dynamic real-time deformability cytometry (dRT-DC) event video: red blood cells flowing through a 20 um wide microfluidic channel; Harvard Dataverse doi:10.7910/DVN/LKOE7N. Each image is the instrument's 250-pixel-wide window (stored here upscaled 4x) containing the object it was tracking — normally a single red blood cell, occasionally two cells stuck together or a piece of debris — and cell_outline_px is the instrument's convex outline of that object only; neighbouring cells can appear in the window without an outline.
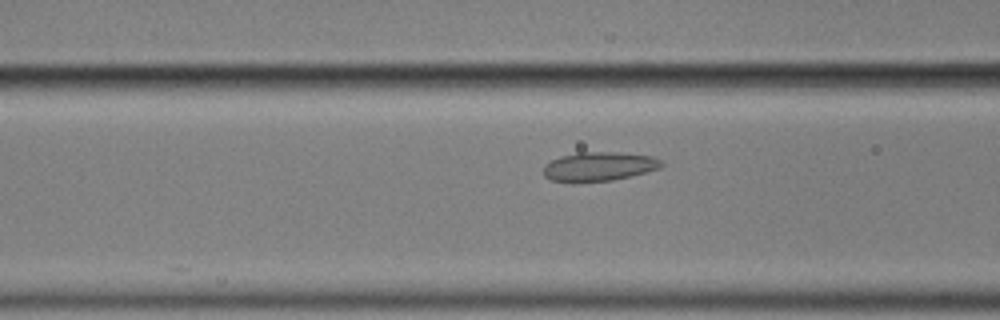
{"species": "common noctule bat (a hibernating species)", "species_latin": "Nyctalus noctula", "temperature_condition": "cold", "stored_images_in_passage": 38, "camera_frame_rate_fps": 3000, "um_per_image_px": 0.085, "animal": {"sex": "male", "body_mass_g": 17.9}, "frame": {"image": 1, "passage_image": 13, "time_ms": 4.0, "image_size_px": [1000, 320], "cell_outline_px": [[664, 164], [660, 168], [612, 180], [572, 184], [552, 180], [544, 176], [544, 164], [560, 156], [580, 152], [620, 152], [652, 156], [660, 160]], "centroid_in_image_um": [50.86, 14.16], "position_along_channel_um": 115.7, "area_um2": 20.23}}
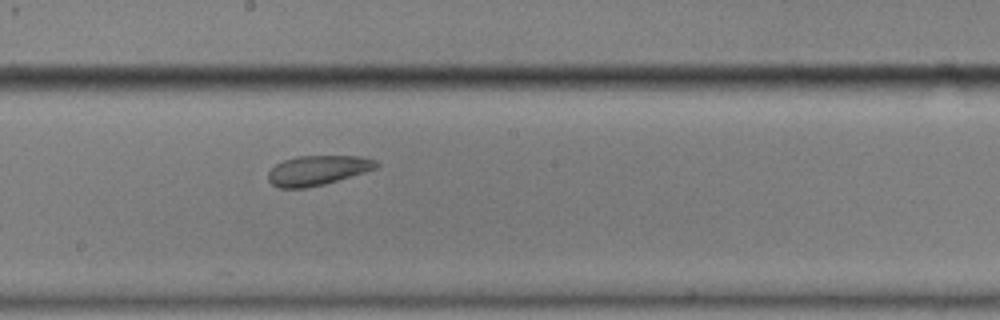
{"frame": {"image": 2, "passage_image": 22, "time_ms": 7.0, "image_size_px": [1000, 320], "cell_outline_px": [[380, 164], [376, 168], [364, 172], [324, 184], [304, 188], [280, 188], [272, 184], [268, 180], [268, 172], [276, 164], [284, 160], [296, 156], [360, 156], [376, 160]], "centroid_in_image_um": [26.99, 14.47], "position_along_channel_um": 221.2, "area_um2": 18.61}}
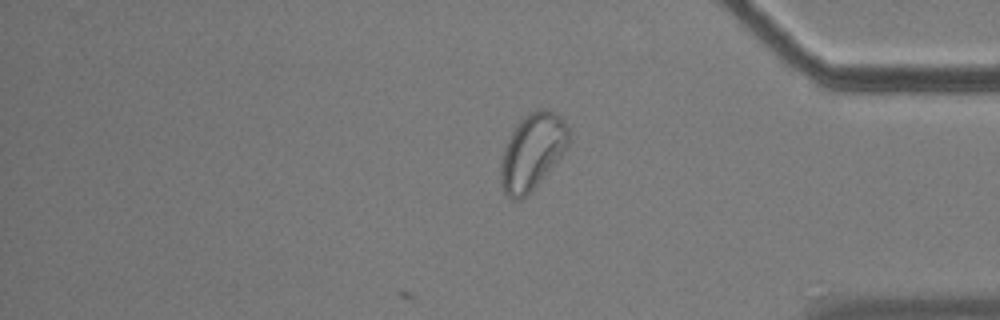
{"frame": {"image": 3, "passage_image": 38, "time_ms": 12.333, "image_size_px": [1000, 320], "cell_outline_px": [[572, 132], [568, 144], [564, 152], [540, 180], [520, 200], [512, 200], [504, 192], [500, 180], [500, 164], [504, 148], [516, 124], [528, 112], [540, 108], [548, 108], [556, 112], [564, 120]], "centroid_in_image_um": [45.26, 12.83], "position_along_channel_um": 389.9, "area_um2": 30.11}, "authors_computed_cell_mechanics": {"area_um2": 19.7965, "velocity_mm_per_s": 3.5135, "shape_relaxation_time_tau1_ms": null, "shape_relaxation_time_tau2_ms": 1.2702, "deformation_change_tau1": null, "deformation_change_tau2": 0.069}}